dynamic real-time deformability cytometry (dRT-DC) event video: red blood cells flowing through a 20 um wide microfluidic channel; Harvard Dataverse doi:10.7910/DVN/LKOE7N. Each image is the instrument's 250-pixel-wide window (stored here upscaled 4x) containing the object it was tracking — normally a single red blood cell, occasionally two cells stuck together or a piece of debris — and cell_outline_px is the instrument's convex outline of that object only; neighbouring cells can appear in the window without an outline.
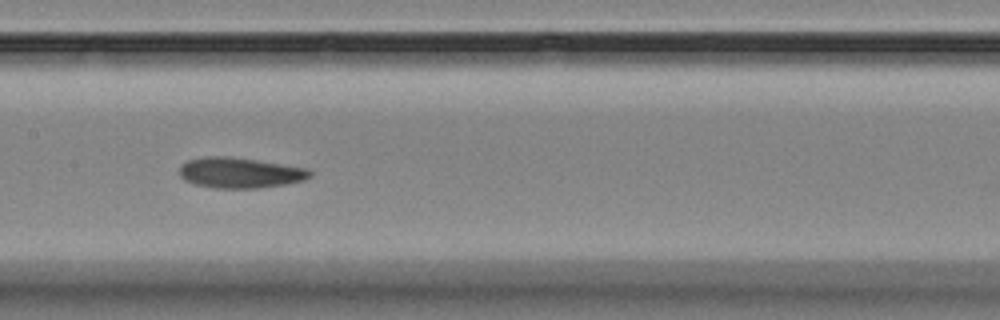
{"species": "Egyptian fruit bat (a non-hibernating species)", "species_latin": "Rousettus aegyptiacus", "temperature_condition": "room temperature", "stored_images_in_passage": 12, "camera_frame_rate_fps": 3000, "um_per_image_px": 0.085, "animal": {"sex": "female"}, "frame": {"image": 1, "passage_image": 7, "time_ms": 6.667, "image_size_px": [1000, 320], "cell_outline_px": [[312, 176], [304, 180], [288, 184], [260, 188], [216, 188], [196, 184], [184, 180], [180, 176], [180, 168], [188, 160], [208, 156], [224, 156], [308, 168], [312, 172]], "centroid_in_image_um": [20.43, 14.7], "position_along_channel_um": 187.0, "area_um2": 22.95}}
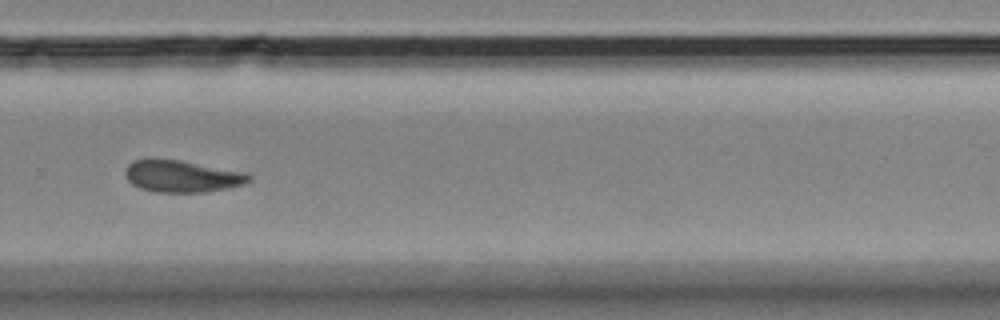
{"frame": {"image": 2, "passage_image": 10, "time_ms": 10.333, "image_size_px": [1000, 320], "cell_outline_px": [[252, 180], [244, 184], [204, 192], [156, 192], [140, 188], [132, 184], [128, 180], [124, 172], [128, 164], [132, 160], [180, 160], [248, 172], [252, 176]], "centroid_in_image_um": [15.5, 14.98], "position_along_channel_um": 314.3, "area_um2": 22.89}}
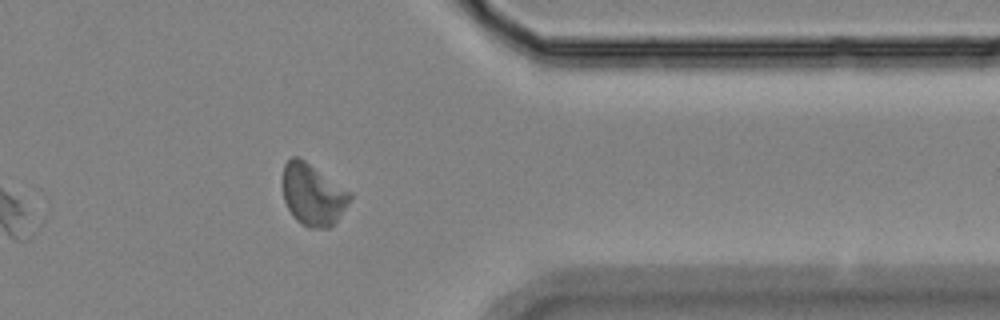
{"frame": {"image": 3, "passage_image": 12, "time_ms": 12.667, "image_size_px": [1000, 320], "cell_outline_px": [[352, 196], [340, 216], [328, 228], [308, 228], [296, 220], [292, 216], [284, 200], [284, 164], [292, 156], [296, 156], [304, 160], [352, 192]], "centroid_in_image_um": [26.6, 16.55], "position_along_channel_um": 384.8, "area_um2": 23.87}, "authors_computed_cell_mechanics": {"area_um2": 23.2067, "velocity_mm_per_s": 3.4914, "shape_relaxation_time_tau1_ms": 3.2715, "shape_relaxation_time_tau2_ms": 3.6717, "deformation_change_tau1": 0.0602, "deformation_change_tau2": 0.0737}}